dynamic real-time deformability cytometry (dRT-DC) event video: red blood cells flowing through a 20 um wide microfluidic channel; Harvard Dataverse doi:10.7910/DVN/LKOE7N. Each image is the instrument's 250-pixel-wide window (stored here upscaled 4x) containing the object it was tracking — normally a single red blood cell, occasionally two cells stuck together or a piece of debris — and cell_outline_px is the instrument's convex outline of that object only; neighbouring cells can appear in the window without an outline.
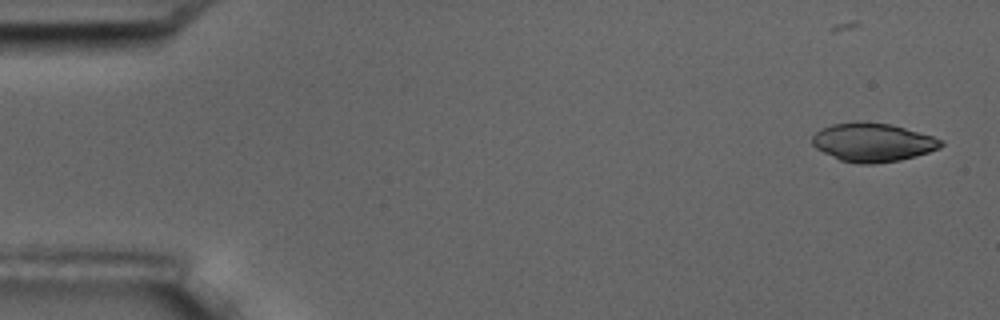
{"species": "common noctule bat (a hibernating species)", "species_latin": "Nyctalus noctula", "temperature_condition": "room temperature", "stored_images_in_passage": 5, "camera_frame_rate_fps": 3000, "um_per_image_px": 0.085, "animal": {"sex": "male", "body_mass_g": 17.5, "forearm_length_mm": 52.3}, "frame": {"image": 1, "passage_image": 1, "time_ms": 0.0, "image_size_px": [1000, 320], "cell_outline_px": [[944, 144], [940, 148], [916, 156], [900, 160], [872, 164], [860, 164], [840, 160], [816, 148], [812, 144], [812, 136], [820, 128], [832, 124], [856, 120], [860, 120], [892, 124], [932, 136], [944, 140]], "centroid_in_image_um": [74.18, 12.08], "position_along_channel_um": 10.8, "area_um2": 29.25}}